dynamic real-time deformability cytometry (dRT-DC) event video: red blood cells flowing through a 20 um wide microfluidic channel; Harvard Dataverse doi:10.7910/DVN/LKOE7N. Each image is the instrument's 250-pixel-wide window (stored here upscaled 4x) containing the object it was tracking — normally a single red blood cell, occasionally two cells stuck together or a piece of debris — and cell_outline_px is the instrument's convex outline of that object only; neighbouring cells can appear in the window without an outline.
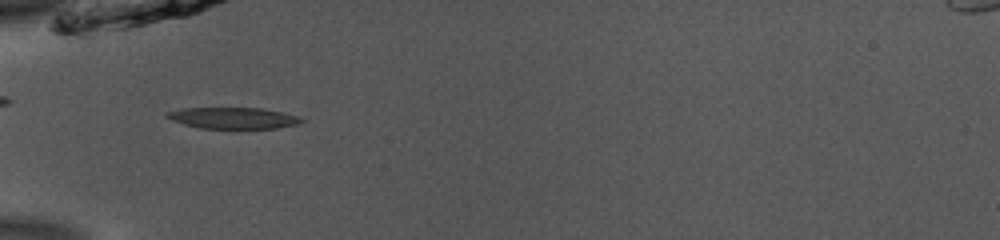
{"species": "common noctule bat (a hibernating species)", "species_latin": "Nyctalus noctula", "temperature_condition": "room temperature", "stored_images_in_passage": 37, "camera_frame_rate_fps": 3000, "um_per_image_px": 0.085, "animal": {"sex": "male", "body_mass_g": 13.0, "forearm_length_mm": 53.1}, "frame": {"image": 1, "passage_image": 2, "time_ms": 0.333, "image_size_px": [1000, 240], "cell_outline_px": [[304, 120], [300, 124], [276, 128], [200, 128], [184, 124], [172, 120], [164, 116], [164, 112], [180, 108], [264, 108], [300, 116]], "centroid_in_image_um": [19.82, 10.02], "position_along_channel_um": 65.2, "area_um2": 16.82}}
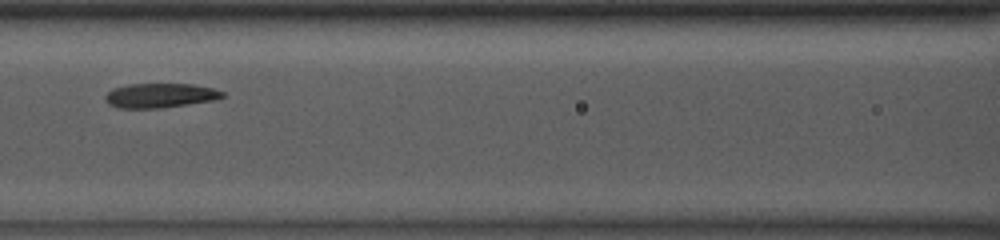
{"frame": {"image": 2, "passage_image": 9, "time_ms": 2.667, "image_size_px": [1000, 240], "cell_outline_px": [[224, 96], [216, 100], [160, 108], [120, 108], [108, 104], [104, 100], [104, 96], [112, 88], [128, 84], [192, 84], [212, 88], [224, 92]], "centroid_in_image_um": [13.58, 8.12], "position_along_channel_um": 153.0, "area_um2": 16.76}}
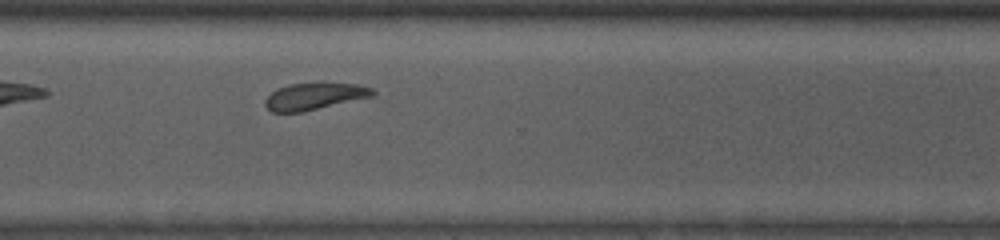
{"frame": {"image": 3, "passage_image": 24, "time_ms": 7.667, "image_size_px": [1000, 240], "cell_outline_px": [[376, 92], [372, 96], [300, 112], [272, 112], [264, 104], [264, 100], [276, 88], [288, 84], [320, 80], [324, 80], [356, 84], [372, 88]], "centroid_in_image_um": [26.71, 8.12], "position_along_channel_um": 343.9, "area_um2": 17.34}, "authors_computed_cell_mechanics": {"area_um2": 17.2822, "velocity_mm_per_s": 3.8312, "shape_relaxation_time_tau1_ms": null, "shape_relaxation_time_tau2_ms": 3.7581, "deformation_change_tau1": null, "deformation_change_tau2": 0.0653}}